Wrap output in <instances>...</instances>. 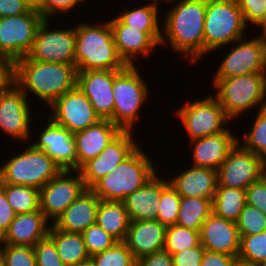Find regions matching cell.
I'll return each instance as SVG.
<instances>
[{
  "label": "cell",
  "mask_w": 266,
  "mask_h": 266,
  "mask_svg": "<svg viewBox=\"0 0 266 266\" xmlns=\"http://www.w3.org/2000/svg\"><path fill=\"white\" fill-rule=\"evenodd\" d=\"M173 3L161 24V43L195 64L204 57L206 0H162ZM175 2H178L175 4Z\"/></svg>",
  "instance_id": "1"
},
{
  "label": "cell",
  "mask_w": 266,
  "mask_h": 266,
  "mask_svg": "<svg viewBox=\"0 0 266 266\" xmlns=\"http://www.w3.org/2000/svg\"><path fill=\"white\" fill-rule=\"evenodd\" d=\"M77 72L74 65L35 61L25 56L13 64L12 81L28 97L30 93L36 95L50 106L77 87Z\"/></svg>",
  "instance_id": "2"
},
{
  "label": "cell",
  "mask_w": 266,
  "mask_h": 266,
  "mask_svg": "<svg viewBox=\"0 0 266 266\" xmlns=\"http://www.w3.org/2000/svg\"><path fill=\"white\" fill-rule=\"evenodd\" d=\"M75 25V66L84 70H123L128 65L114 43L109 20ZM101 23V24H100Z\"/></svg>",
  "instance_id": "3"
},
{
  "label": "cell",
  "mask_w": 266,
  "mask_h": 266,
  "mask_svg": "<svg viewBox=\"0 0 266 266\" xmlns=\"http://www.w3.org/2000/svg\"><path fill=\"white\" fill-rule=\"evenodd\" d=\"M141 147L90 188L100 200L123 202L157 173L153 156L150 159Z\"/></svg>",
  "instance_id": "4"
},
{
  "label": "cell",
  "mask_w": 266,
  "mask_h": 266,
  "mask_svg": "<svg viewBox=\"0 0 266 266\" xmlns=\"http://www.w3.org/2000/svg\"><path fill=\"white\" fill-rule=\"evenodd\" d=\"M212 82L216 96L212 95L231 120L253 108H265L266 75L263 72L232 78H213Z\"/></svg>",
  "instance_id": "5"
},
{
  "label": "cell",
  "mask_w": 266,
  "mask_h": 266,
  "mask_svg": "<svg viewBox=\"0 0 266 266\" xmlns=\"http://www.w3.org/2000/svg\"><path fill=\"white\" fill-rule=\"evenodd\" d=\"M147 84L136 65L114 70L112 123L121 131H134V124L141 118L139 112L149 100Z\"/></svg>",
  "instance_id": "6"
},
{
  "label": "cell",
  "mask_w": 266,
  "mask_h": 266,
  "mask_svg": "<svg viewBox=\"0 0 266 266\" xmlns=\"http://www.w3.org/2000/svg\"><path fill=\"white\" fill-rule=\"evenodd\" d=\"M248 27L236 0H206L204 55L247 37Z\"/></svg>",
  "instance_id": "7"
},
{
  "label": "cell",
  "mask_w": 266,
  "mask_h": 266,
  "mask_svg": "<svg viewBox=\"0 0 266 266\" xmlns=\"http://www.w3.org/2000/svg\"><path fill=\"white\" fill-rule=\"evenodd\" d=\"M28 145L22 153L4 161L0 167V184L24 185L40 190L62 171L44 151Z\"/></svg>",
  "instance_id": "8"
},
{
  "label": "cell",
  "mask_w": 266,
  "mask_h": 266,
  "mask_svg": "<svg viewBox=\"0 0 266 266\" xmlns=\"http://www.w3.org/2000/svg\"><path fill=\"white\" fill-rule=\"evenodd\" d=\"M182 126L187 131L189 141L223 132L231 120L219 102L208 95L194 102H187L175 111Z\"/></svg>",
  "instance_id": "9"
},
{
  "label": "cell",
  "mask_w": 266,
  "mask_h": 266,
  "mask_svg": "<svg viewBox=\"0 0 266 266\" xmlns=\"http://www.w3.org/2000/svg\"><path fill=\"white\" fill-rule=\"evenodd\" d=\"M43 17L37 8L18 16L0 17V56L12 65L31 50Z\"/></svg>",
  "instance_id": "10"
},
{
  "label": "cell",
  "mask_w": 266,
  "mask_h": 266,
  "mask_svg": "<svg viewBox=\"0 0 266 266\" xmlns=\"http://www.w3.org/2000/svg\"><path fill=\"white\" fill-rule=\"evenodd\" d=\"M50 20L43 19L27 57L31 60L75 66V25L51 30Z\"/></svg>",
  "instance_id": "11"
},
{
  "label": "cell",
  "mask_w": 266,
  "mask_h": 266,
  "mask_svg": "<svg viewBox=\"0 0 266 266\" xmlns=\"http://www.w3.org/2000/svg\"><path fill=\"white\" fill-rule=\"evenodd\" d=\"M28 101V96L13 81L0 90V131L21 143L32 136V109Z\"/></svg>",
  "instance_id": "12"
},
{
  "label": "cell",
  "mask_w": 266,
  "mask_h": 266,
  "mask_svg": "<svg viewBox=\"0 0 266 266\" xmlns=\"http://www.w3.org/2000/svg\"><path fill=\"white\" fill-rule=\"evenodd\" d=\"M86 189L78 170H62L40 189V211L53 225Z\"/></svg>",
  "instance_id": "13"
},
{
  "label": "cell",
  "mask_w": 266,
  "mask_h": 266,
  "mask_svg": "<svg viewBox=\"0 0 266 266\" xmlns=\"http://www.w3.org/2000/svg\"><path fill=\"white\" fill-rule=\"evenodd\" d=\"M264 169L265 163L237 142L217 170L218 186L246 190L264 176Z\"/></svg>",
  "instance_id": "14"
},
{
  "label": "cell",
  "mask_w": 266,
  "mask_h": 266,
  "mask_svg": "<svg viewBox=\"0 0 266 266\" xmlns=\"http://www.w3.org/2000/svg\"><path fill=\"white\" fill-rule=\"evenodd\" d=\"M133 134V131H121L97 157L78 169L86 188H91L98 180L112 172L141 145L135 141Z\"/></svg>",
  "instance_id": "15"
},
{
  "label": "cell",
  "mask_w": 266,
  "mask_h": 266,
  "mask_svg": "<svg viewBox=\"0 0 266 266\" xmlns=\"http://www.w3.org/2000/svg\"><path fill=\"white\" fill-rule=\"evenodd\" d=\"M49 109L52 111L49 117L73 134L101 120L87 96L78 87L57 98Z\"/></svg>",
  "instance_id": "16"
},
{
  "label": "cell",
  "mask_w": 266,
  "mask_h": 266,
  "mask_svg": "<svg viewBox=\"0 0 266 266\" xmlns=\"http://www.w3.org/2000/svg\"><path fill=\"white\" fill-rule=\"evenodd\" d=\"M237 44L235 46V44ZM234 47L219 64L213 78H232L246 74L263 72L264 40L256 36L233 42Z\"/></svg>",
  "instance_id": "17"
},
{
  "label": "cell",
  "mask_w": 266,
  "mask_h": 266,
  "mask_svg": "<svg viewBox=\"0 0 266 266\" xmlns=\"http://www.w3.org/2000/svg\"><path fill=\"white\" fill-rule=\"evenodd\" d=\"M37 142L31 144L44 151L62 170H77V152L74 134L55 123L50 117Z\"/></svg>",
  "instance_id": "18"
},
{
  "label": "cell",
  "mask_w": 266,
  "mask_h": 266,
  "mask_svg": "<svg viewBox=\"0 0 266 266\" xmlns=\"http://www.w3.org/2000/svg\"><path fill=\"white\" fill-rule=\"evenodd\" d=\"M114 70H84L77 72V87L87 96L101 120H110L114 109Z\"/></svg>",
  "instance_id": "19"
},
{
  "label": "cell",
  "mask_w": 266,
  "mask_h": 266,
  "mask_svg": "<svg viewBox=\"0 0 266 266\" xmlns=\"http://www.w3.org/2000/svg\"><path fill=\"white\" fill-rule=\"evenodd\" d=\"M199 234L205 250L238 258L241 238L236 222L218 217L212 212L203 222Z\"/></svg>",
  "instance_id": "20"
},
{
  "label": "cell",
  "mask_w": 266,
  "mask_h": 266,
  "mask_svg": "<svg viewBox=\"0 0 266 266\" xmlns=\"http://www.w3.org/2000/svg\"><path fill=\"white\" fill-rule=\"evenodd\" d=\"M114 16L109 23L114 43L123 61L129 66H135V61L141 60L139 56L150 57L159 45L146 32L126 26Z\"/></svg>",
  "instance_id": "21"
},
{
  "label": "cell",
  "mask_w": 266,
  "mask_h": 266,
  "mask_svg": "<svg viewBox=\"0 0 266 266\" xmlns=\"http://www.w3.org/2000/svg\"><path fill=\"white\" fill-rule=\"evenodd\" d=\"M232 133L231 128H227L218 134L189 141L194 147L191 151L193 165L190 166L218 170L238 142V137Z\"/></svg>",
  "instance_id": "22"
},
{
  "label": "cell",
  "mask_w": 266,
  "mask_h": 266,
  "mask_svg": "<svg viewBox=\"0 0 266 266\" xmlns=\"http://www.w3.org/2000/svg\"><path fill=\"white\" fill-rule=\"evenodd\" d=\"M185 170V171H184ZM177 175L168 174L167 178L181 197L214 198L218 186L217 170L202 167H188Z\"/></svg>",
  "instance_id": "23"
},
{
  "label": "cell",
  "mask_w": 266,
  "mask_h": 266,
  "mask_svg": "<svg viewBox=\"0 0 266 266\" xmlns=\"http://www.w3.org/2000/svg\"><path fill=\"white\" fill-rule=\"evenodd\" d=\"M99 203L100 198L90 188H87L53 222V226L68 233H83L96 223Z\"/></svg>",
  "instance_id": "24"
},
{
  "label": "cell",
  "mask_w": 266,
  "mask_h": 266,
  "mask_svg": "<svg viewBox=\"0 0 266 266\" xmlns=\"http://www.w3.org/2000/svg\"><path fill=\"white\" fill-rule=\"evenodd\" d=\"M166 226L157 220L132 221L125 244L136 260L152 253L163 251Z\"/></svg>",
  "instance_id": "25"
},
{
  "label": "cell",
  "mask_w": 266,
  "mask_h": 266,
  "mask_svg": "<svg viewBox=\"0 0 266 266\" xmlns=\"http://www.w3.org/2000/svg\"><path fill=\"white\" fill-rule=\"evenodd\" d=\"M51 223L37 210L15 216L5 234L1 237L4 244L34 247L48 236Z\"/></svg>",
  "instance_id": "26"
},
{
  "label": "cell",
  "mask_w": 266,
  "mask_h": 266,
  "mask_svg": "<svg viewBox=\"0 0 266 266\" xmlns=\"http://www.w3.org/2000/svg\"><path fill=\"white\" fill-rule=\"evenodd\" d=\"M121 130L110 120H100L87 129L74 133L77 152V170L97 157Z\"/></svg>",
  "instance_id": "27"
},
{
  "label": "cell",
  "mask_w": 266,
  "mask_h": 266,
  "mask_svg": "<svg viewBox=\"0 0 266 266\" xmlns=\"http://www.w3.org/2000/svg\"><path fill=\"white\" fill-rule=\"evenodd\" d=\"M161 199V176L156 173L140 189L124 199L129 218L132 221L156 220Z\"/></svg>",
  "instance_id": "28"
},
{
  "label": "cell",
  "mask_w": 266,
  "mask_h": 266,
  "mask_svg": "<svg viewBox=\"0 0 266 266\" xmlns=\"http://www.w3.org/2000/svg\"><path fill=\"white\" fill-rule=\"evenodd\" d=\"M161 1L151 0L148 4L146 3L144 6L139 5L135 8L132 7L131 10L130 8L128 10L126 7V10L116 17L124 25L146 32L160 47L161 24L159 22V11H161V8L158 5Z\"/></svg>",
  "instance_id": "29"
},
{
  "label": "cell",
  "mask_w": 266,
  "mask_h": 266,
  "mask_svg": "<svg viewBox=\"0 0 266 266\" xmlns=\"http://www.w3.org/2000/svg\"><path fill=\"white\" fill-rule=\"evenodd\" d=\"M48 236L53 240L61 261L66 266H77L89 262L82 233H68L56 229L52 224Z\"/></svg>",
  "instance_id": "30"
},
{
  "label": "cell",
  "mask_w": 266,
  "mask_h": 266,
  "mask_svg": "<svg viewBox=\"0 0 266 266\" xmlns=\"http://www.w3.org/2000/svg\"><path fill=\"white\" fill-rule=\"evenodd\" d=\"M130 223L124 202L100 200L96 224L117 241H125Z\"/></svg>",
  "instance_id": "31"
},
{
  "label": "cell",
  "mask_w": 266,
  "mask_h": 266,
  "mask_svg": "<svg viewBox=\"0 0 266 266\" xmlns=\"http://www.w3.org/2000/svg\"><path fill=\"white\" fill-rule=\"evenodd\" d=\"M245 204L246 190L217 186L212 200V209L218 217L236 222Z\"/></svg>",
  "instance_id": "32"
},
{
  "label": "cell",
  "mask_w": 266,
  "mask_h": 266,
  "mask_svg": "<svg viewBox=\"0 0 266 266\" xmlns=\"http://www.w3.org/2000/svg\"><path fill=\"white\" fill-rule=\"evenodd\" d=\"M212 212V199L181 197L176 224L200 232L203 222Z\"/></svg>",
  "instance_id": "33"
},
{
  "label": "cell",
  "mask_w": 266,
  "mask_h": 266,
  "mask_svg": "<svg viewBox=\"0 0 266 266\" xmlns=\"http://www.w3.org/2000/svg\"><path fill=\"white\" fill-rule=\"evenodd\" d=\"M16 215L40 210V190L24 185L0 184Z\"/></svg>",
  "instance_id": "34"
},
{
  "label": "cell",
  "mask_w": 266,
  "mask_h": 266,
  "mask_svg": "<svg viewBox=\"0 0 266 266\" xmlns=\"http://www.w3.org/2000/svg\"><path fill=\"white\" fill-rule=\"evenodd\" d=\"M251 129L243 135L241 145L256 154L266 164V108L257 110Z\"/></svg>",
  "instance_id": "35"
},
{
  "label": "cell",
  "mask_w": 266,
  "mask_h": 266,
  "mask_svg": "<svg viewBox=\"0 0 266 266\" xmlns=\"http://www.w3.org/2000/svg\"><path fill=\"white\" fill-rule=\"evenodd\" d=\"M180 199L181 196L171 185L168 178L161 176V199L156 220L166 227L175 225L179 213Z\"/></svg>",
  "instance_id": "36"
},
{
  "label": "cell",
  "mask_w": 266,
  "mask_h": 266,
  "mask_svg": "<svg viewBox=\"0 0 266 266\" xmlns=\"http://www.w3.org/2000/svg\"><path fill=\"white\" fill-rule=\"evenodd\" d=\"M200 243L199 231H194L175 224L166 227L163 250L172 256L182 250L198 246Z\"/></svg>",
  "instance_id": "37"
},
{
  "label": "cell",
  "mask_w": 266,
  "mask_h": 266,
  "mask_svg": "<svg viewBox=\"0 0 266 266\" xmlns=\"http://www.w3.org/2000/svg\"><path fill=\"white\" fill-rule=\"evenodd\" d=\"M89 262L92 266H137V260L124 241H118L109 249L92 255Z\"/></svg>",
  "instance_id": "38"
},
{
  "label": "cell",
  "mask_w": 266,
  "mask_h": 266,
  "mask_svg": "<svg viewBox=\"0 0 266 266\" xmlns=\"http://www.w3.org/2000/svg\"><path fill=\"white\" fill-rule=\"evenodd\" d=\"M237 260L255 265L266 262V231L242 236Z\"/></svg>",
  "instance_id": "39"
},
{
  "label": "cell",
  "mask_w": 266,
  "mask_h": 266,
  "mask_svg": "<svg viewBox=\"0 0 266 266\" xmlns=\"http://www.w3.org/2000/svg\"><path fill=\"white\" fill-rule=\"evenodd\" d=\"M236 226L240 238L266 231V214L246 203L236 221Z\"/></svg>",
  "instance_id": "40"
},
{
  "label": "cell",
  "mask_w": 266,
  "mask_h": 266,
  "mask_svg": "<svg viewBox=\"0 0 266 266\" xmlns=\"http://www.w3.org/2000/svg\"><path fill=\"white\" fill-rule=\"evenodd\" d=\"M85 248L88 255L91 257L94 254L100 253L112 247L118 242L114 237L108 234L96 223L91 225L82 233Z\"/></svg>",
  "instance_id": "41"
},
{
  "label": "cell",
  "mask_w": 266,
  "mask_h": 266,
  "mask_svg": "<svg viewBox=\"0 0 266 266\" xmlns=\"http://www.w3.org/2000/svg\"><path fill=\"white\" fill-rule=\"evenodd\" d=\"M4 266H37L33 247L4 244Z\"/></svg>",
  "instance_id": "42"
},
{
  "label": "cell",
  "mask_w": 266,
  "mask_h": 266,
  "mask_svg": "<svg viewBox=\"0 0 266 266\" xmlns=\"http://www.w3.org/2000/svg\"><path fill=\"white\" fill-rule=\"evenodd\" d=\"M37 266H66L60 259L53 240L47 236L34 247Z\"/></svg>",
  "instance_id": "43"
},
{
  "label": "cell",
  "mask_w": 266,
  "mask_h": 266,
  "mask_svg": "<svg viewBox=\"0 0 266 266\" xmlns=\"http://www.w3.org/2000/svg\"><path fill=\"white\" fill-rule=\"evenodd\" d=\"M76 6L78 4L74 0H38L36 8L43 19H50L52 16H66Z\"/></svg>",
  "instance_id": "44"
},
{
  "label": "cell",
  "mask_w": 266,
  "mask_h": 266,
  "mask_svg": "<svg viewBox=\"0 0 266 266\" xmlns=\"http://www.w3.org/2000/svg\"><path fill=\"white\" fill-rule=\"evenodd\" d=\"M236 2L247 26L253 24L254 27L264 15L266 0H236Z\"/></svg>",
  "instance_id": "45"
},
{
  "label": "cell",
  "mask_w": 266,
  "mask_h": 266,
  "mask_svg": "<svg viewBox=\"0 0 266 266\" xmlns=\"http://www.w3.org/2000/svg\"><path fill=\"white\" fill-rule=\"evenodd\" d=\"M246 203L266 214V176L246 188Z\"/></svg>",
  "instance_id": "46"
},
{
  "label": "cell",
  "mask_w": 266,
  "mask_h": 266,
  "mask_svg": "<svg viewBox=\"0 0 266 266\" xmlns=\"http://www.w3.org/2000/svg\"><path fill=\"white\" fill-rule=\"evenodd\" d=\"M205 248L201 245L191 247L172 255L174 266H200Z\"/></svg>",
  "instance_id": "47"
},
{
  "label": "cell",
  "mask_w": 266,
  "mask_h": 266,
  "mask_svg": "<svg viewBox=\"0 0 266 266\" xmlns=\"http://www.w3.org/2000/svg\"><path fill=\"white\" fill-rule=\"evenodd\" d=\"M33 6L26 0H0V17L18 16L29 12Z\"/></svg>",
  "instance_id": "48"
},
{
  "label": "cell",
  "mask_w": 266,
  "mask_h": 266,
  "mask_svg": "<svg viewBox=\"0 0 266 266\" xmlns=\"http://www.w3.org/2000/svg\"><path fill=\"white\" fill-rule=\"evenodd\" d=\"M16 213L7 201L3 188L0 186V238L5 234Z\"/></svg>",
  "instance_id": "49"
},
{
  "label": "cell",
  "mask_w": 266,
  "mask_h": 266,
  "mask_svg": "<svg viewBox=\"0 0 266 266\" xmlns=\"http://www.w3.org/2000/svg\"><path fill=\"white\" fill-rule=\"evenodd\" d=\"M236 261L234 256L205 250L200 266H234Z\"/></svg>",
  "instance_id": "50"
},
{
  "label": "cell",
  "mask_w": 266,
  "mask_h": 266,
  "mask_svg": "<svg viewBox=\"0 0 266 266\" xmlns=\"http://www.w3.org/2000/svg\"><path fill=\"white\" fill-rule=\"evenodd\" d=\"M137 266H174V264L172 256L163 250L138 259Z\"/></svg>",
  "instance_id": "51"
},
{
  "label": "cell",
  "mask_w": 266,
  "mask_h": 266,
  "mask_svg": "<svg viewBox=\"0 0 266 266\" xmlns=\"http://www.w3.org/2000/svg\"><path fill=\"white\" fill-rule=\"evenodd\" d=\"M12 75L13 65L6 58L0 56V90L12 81Z\"/></svg>",
  "instance_id": "52"
},
{
  "label": "cell",
  "mask_w": 266,
  "mask_h": 266,
  "mask_svg": "<svg viewBox=\"0 0 266 266\" xmlns=\"http://www.w3.org/2000/svg\"><path fill=\"white\" fill-rule=\"evenodd\" d=\"M255 26L260 27L259 30L262 29V31L259 32L260 34H261V32H262V34H261V35L259 34L258 37H260L261 39H263L264 41H266V9H265V11H264V15H263L262 18H261V19L255 24Z\"/></svg>",
  "instance_id": "53"
},
{
  "label": "cell",
  "mask_w": 266,
  "mask_h": 266,
  "mask_svg": "<svg viewBox=\"0 0 266 266\" xmlns=\"http://www.w3.org/2000/svg\"><path fill=\"white\" fill-rule=\"evenodd\" d=\"M234 266H259V265L248 264V263H244V262H241V261L237 260V261L235 262Z\"/></svg>",
  "instance_id": "54"
},
{
  "label": "cell",
  "mask_w": 266,
  "mask_h": 266,
  "mask_svg": "<svg viewBox=\"0 0 266 266\" xmlns=\"http://www.w3.org/2000/svg\"><path fill=\"white\" fill-rule=\"evenodd\" d=\"M3 250H4V243L0 238V263H2L3 260Z\"/></svg>",
  "instance_id": "55"
},
{
  "label": "cell",
  "mask_w": 266,
  "mask_h": 266,
  "mask_svg": "<svg viewBox=\"0 0 266 266\" xmlns=\"http://www.w3.org/2000/svg\"><path fill=\"white\" fill-rule=\"evenodd\" d=\"M263 73L266 75V41H264V70Z\"/></svg>",
  "instance_id": "56"
},
{
  "label": "cell",
  "mask_w": 266,
  "mask_h": 266,
  "mask_svg": "<svg viewBox=\"0 0 266 266\" xmlns=\"http://www.w3.org/2000/svg\"><path fill=\"white\" fill-rule=\"evenodd\" d=\"M28 1L33 7H37L38 0H26Z\"/></svg>",
  "instance_id": "57"
},
{
  "label": "cell",
  "mask_w": 266,
  "mask_h": 266,
  "mask_svg": "<svg viewBox=\"0 0 266 266\" xmlns=\"http://www.w3.org/2000/svg\"><path fill=\"white\" fill-rule=\"evenodd\" d=\"M78 5L86 2L87 0H74Z\"/></svg>",
  "instance_id": "58"
},
{
  "label": "cell",
  "mask_w": 266,
  "mask_h": 266,
  "mask_svg": "<svg viewBox=\"0 0 266 266\" xmlns=\"http://www.w3.org/2000/svg\"><path fill=\"white\" fill-rule=\"evenodd\" d=\"M77 266H92L90 262L82 264V265H77Z\"/></svg>",
  "instance_id": "59"
},
{
  "label": "cell",
  "mask_w": 266,
  "mask_h": 266,
  "mask_svg": "<svg viewBox=\"0 0 266 266\" xmlns=\"http://www.w3.org/2000/svg\"><path fill=\"white\" fill-rule=\"evenodd\" d=\"M259 266H266V262L260 264Z\"/></svg>",
  "instance_id": "60"
},
{
  "label": "cell",
  "mask_w": 266,
  "mask_h": 266,
  "mask_svg": "<svg viewBox=\"0 0 266 266\" xmlns=\"http://www.w3.org/2000/svg\"><path fill=\"white\" fill-rule=\"evenodd\" d=\"M264 175L266 176V164H265V169H264Z\"/></svg>",
  "instance_id": "61"
}]
</instances>
